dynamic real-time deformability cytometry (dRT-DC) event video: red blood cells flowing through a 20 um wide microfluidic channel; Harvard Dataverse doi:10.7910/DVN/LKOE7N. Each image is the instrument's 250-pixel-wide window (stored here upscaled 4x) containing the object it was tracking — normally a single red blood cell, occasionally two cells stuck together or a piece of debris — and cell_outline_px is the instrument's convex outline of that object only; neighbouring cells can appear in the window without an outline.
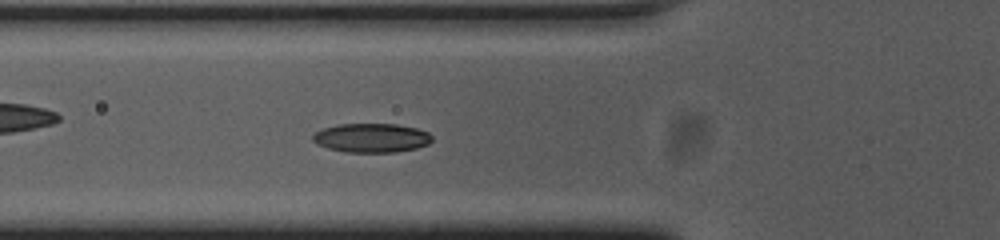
{"species": "common noctule bat (a hibernating species)", "species_latin": "Nyctalus noctula", "temperature_condition": "cold", "stored_images_in_passage": 56, "camera_frame_rate_fps": 3000, "um_per_image_px": 0.085, "animal": {"sex": "female", "body_mass_g": 23.0, "forearm_length_mm": 53.4}, "frame": {"image": 1, "passage_image": 19, "time_ms": 6.0, "image_size_px": [1000, 240], "cell_outline_px": [[432, 140], [428, 144], [416, 148], [396, 152], [348, 152], [328, 148], [316, 144], [312, 140], [312, 136], [316, 132], [324, 128], [340, 124], [396, 124], [416, 128], [428, 132], [432, 136]], "centroid_in_image_um": [31.58, 11.72], "position_along_channel_um": 94.2, "area_um2": 20.11}}
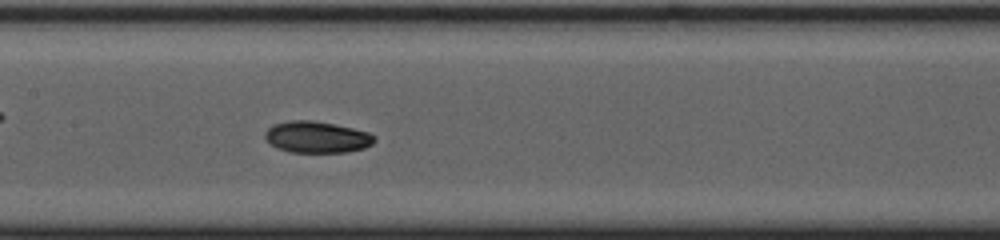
{"frame": {"image": 2, "passage_image": 26, "time_ms": 8.333, "image_size_px": [1000, 240], "cell_outline_px": [[376, 140], [372, 144], [364, 148], [344, 152], [292, 152], [276, 148], [264, 136], [264, 132], [268, 128], [276, 124], [288, 120], [312, 120], [336, 124], [368, 132], [376, 136]], "centroid_in_image_um": [26.95, 11.64], "position_along_channel_um": 180.5, "area_um2": 20.06}}
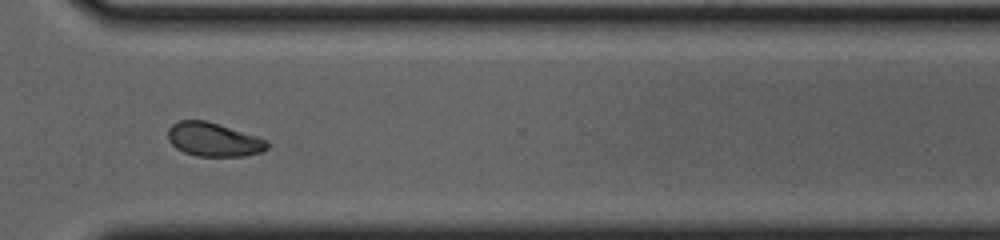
{"frame": {"image": 3, "passage_image": 40, "time_ms": 13.0, "image_size_px": [1000, 240], "cell_outline_px": [[268, 148], [260, 152], [244, 156], [196, 156], [184, 152], [176, 148], [168, 140], [168, 128], [172, 124], [180, 120], [204, 120], [220, 124], [268, 140]], "centroid_in_image_um": [18.14, 11.86], "position_along_channel_um": 352.5, "area_um2": 19.54}, "authors_computed_cell_mechanics": {"area_um2": 19.5364, "velocity_mm_per_s": 3.6823, "shape_relaxation_time_tau1_ms": null, "shape_relaxation_time_tau2_ms": 3.5381, "deformation_change_tau1": null, "deformation_change_tau2": 0.0679}}